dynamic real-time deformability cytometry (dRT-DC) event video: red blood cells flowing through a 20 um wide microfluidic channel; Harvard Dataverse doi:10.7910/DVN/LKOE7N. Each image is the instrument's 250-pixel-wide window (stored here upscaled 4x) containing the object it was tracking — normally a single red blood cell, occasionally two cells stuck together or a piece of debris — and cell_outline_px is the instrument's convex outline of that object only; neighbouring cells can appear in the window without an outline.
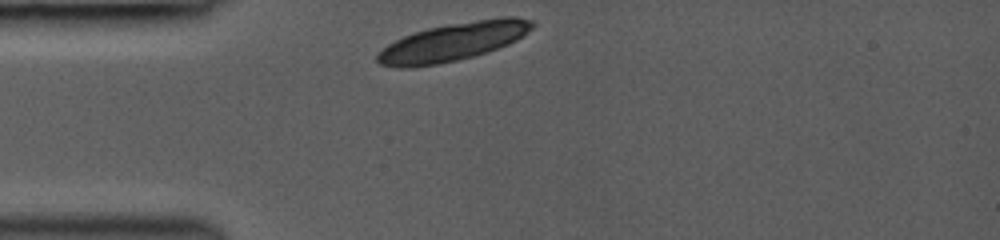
{"species": "common noctule bat (a hibernating species)", "species_latin": "Nyctalus noctula", "temperature_condition": "room temperature", "stored_images_in_passage": 37, "camera_frame_rate_fps": 3000, "um_per_image_px": 0.085, "animal": {"sex": "female", "body_mass_g": 19.0, "forearm_length_mm": 53.3}, "frame": {"image": 1, "passage_image": 1, "time_ms": 0.0, "image_size_px": [1000, 240], "cell_outline_px": [[536, 24], [528, 32], [516, 40], [508, 44], [472, 56], [456, 60], [436, 64], [412, 68], [396, 68], [380, 64], [376, 60], [376, 56], [388, 44], [404, 36], [428, 28], [448, 24], [500, 16], [516, 16], [532, 20]], "centroid_in_image_um": [38.53, 3.54], "position_along_channel_um": 46.5, "area_um2": 34.22}}